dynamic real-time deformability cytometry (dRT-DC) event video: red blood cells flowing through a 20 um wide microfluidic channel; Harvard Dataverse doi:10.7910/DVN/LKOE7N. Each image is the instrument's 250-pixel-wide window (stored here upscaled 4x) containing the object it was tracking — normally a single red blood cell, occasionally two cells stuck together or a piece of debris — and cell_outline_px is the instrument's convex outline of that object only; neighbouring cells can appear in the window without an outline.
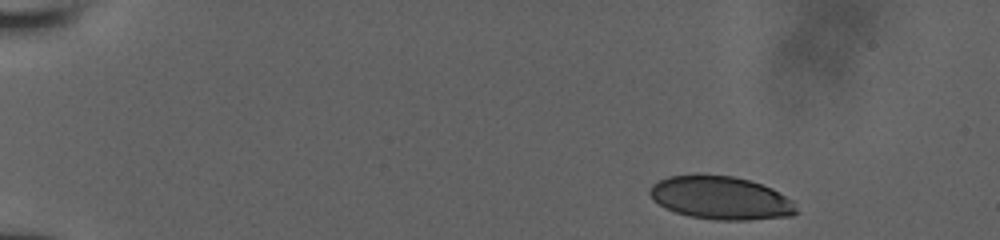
{"species": "human", "species_latin": "Homo sapiens", "temperature_condition": "room temperature", "stored_images_in_passage": 13, "camera_frame_rate_fps": 3000, "um_per_image_px": 0.085, "donor": {"sex": "male"}, "frame": {"image": 1, "passage_image": 1, "time_ms": 0.0, "image_size_px": [1000, 240], "cell_outline_px": [[800, 212], [792, 216], [748, 220], [716, 220], [688, 216], [676, 212], [652, 200], [648, 192], [652, 184], [668, 176], [696, 172], [732, 176], [748, 180], [772, 188], [792, 200]], "centroid_in_image_um": [61.25, 16.8], "position_along_channel_um": 23.7, "area_um2": 37.45}}
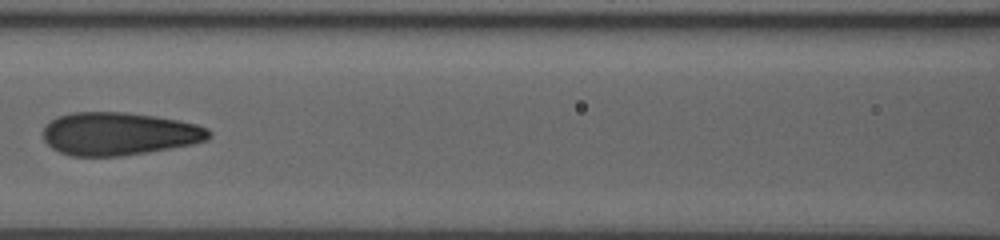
{"frame": {"image": 2, "passage_image": 8, "time_ms": 6.333, "image_size_px": [1000, 240], "cell_outline_px": [[212, 136], [208, 140], [192, 144], [148, 152], [120, 156], [72, 156], [60, 152], [52, 148], [44, 140], [44, 128], [56, 116], [72, 112], [124, 112], [156, 116], [180, 120], [196, 124], [208, 128], [212, 132]], "centroid_in_image_um": [10.15, 11.36], "position_along_channel_um": 156.5, "area_um2": 41.62}}
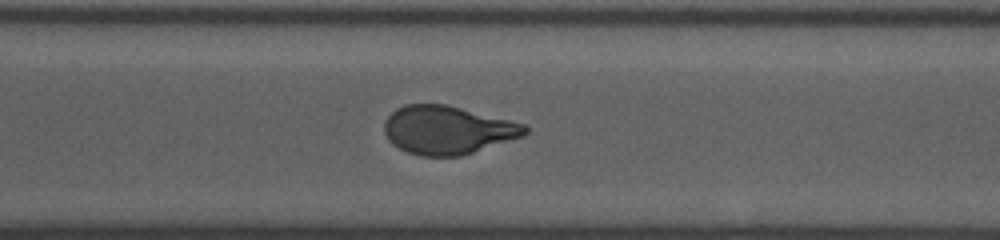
{"frame": {"image": 3, "passage_image": 13, "time_ms": 10.667, "image_size_px": [1000, 240], "cell_outline_px": [[528, 132], [524, 136], [460, 156], [420, 156], [408, 152], [392, 144], [388, 140], [384, 132], [384, 120], [396, 108], [404, 104], [444, 104], [524, 124], [528, 128]], "centroid_in_image_um": [38.0, 11.05], "position_along_channel_um": 332.6, "area_um2": 39.36}}